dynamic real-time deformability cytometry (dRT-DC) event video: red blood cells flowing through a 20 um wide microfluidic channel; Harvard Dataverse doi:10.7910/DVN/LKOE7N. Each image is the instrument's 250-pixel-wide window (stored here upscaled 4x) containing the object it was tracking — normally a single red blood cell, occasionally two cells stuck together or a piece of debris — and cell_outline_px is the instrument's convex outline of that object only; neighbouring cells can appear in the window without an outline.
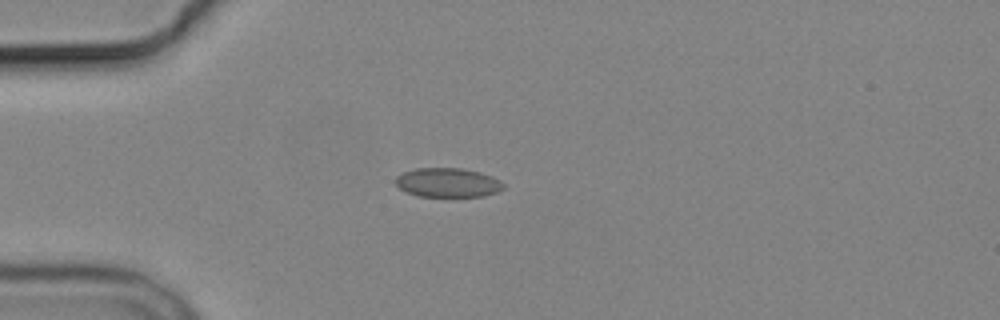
{"species": "common noctule bat (a hibernating species)", "species_latin": "Nyctalus noctula", "temperature_condition": "cold", "stored_images_in_passage": 6, "camera_frame_rate_fps": 3000, "um_per_image_px": 0.085, "animal": {"sex": "male", "body_mass_g": 19.2, "forearm_length_mm": 51.8}, "frame": {"image": 1, "passage_image": 2, "time_ms": 1.333, "image_size_px": [1000, 320], "cell_outline_px": [[504, 188], [496, 192], [484, 196], [416, 196], [400, 188], [392, 180], [396, 176], [404, 172], [416, 168], [460, 168], [480, 172], [492, 176], [504, 184]], "centroid_in_image_um": [38.03, 15.51], "position_along_channel_um": 47.0, "area_um2": 18.32}}
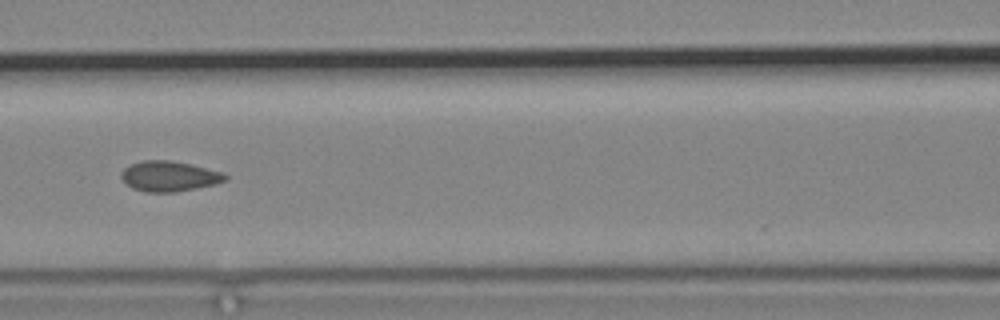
{"frame": {"image": 2, "passage_image": 5, "time_ms": 4.667, "image_size_px": [1000, 320], "cell_outline_px": [[228, 180], [216, 184], [176, 192], [144, 192], [132, 188], [120, 176], [120, 172], [124, 168], [132, 164], [144, 160], [172, 160], [224, 172], [228, 176]], "centroid_in_image_um": [14.41, 14.98], "position_along_channel_um": 152.2, "area_um2": 18.44}}
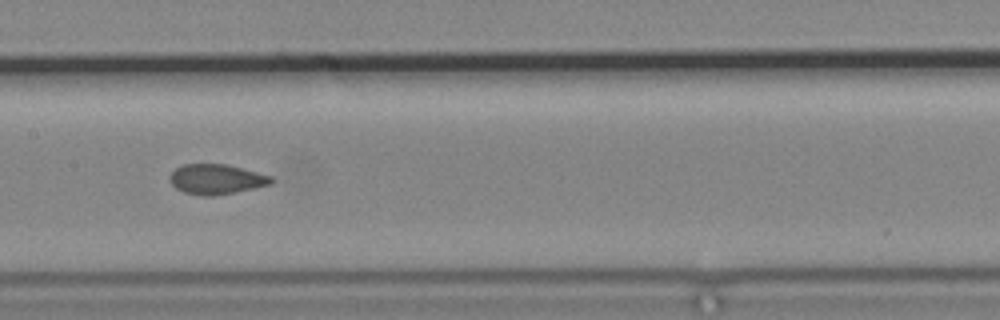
{"frame": {"image": 3, "passage_image": 6, "time_ms": 5.667, "image_size_px": [1000, 320], "cell_outline_px": [[276, 180], [272, 184], [256, 188], [212, 196], [204, 196], [184, 192], [176, 188], [172, 184], [168, 176], [176, 168], [184, 164], [228, 164], [272, 176]], "centroid_in_image_um": [18.43, 15.23], "position_along_channel_um": 189.0, "area_um2": 17.86}}